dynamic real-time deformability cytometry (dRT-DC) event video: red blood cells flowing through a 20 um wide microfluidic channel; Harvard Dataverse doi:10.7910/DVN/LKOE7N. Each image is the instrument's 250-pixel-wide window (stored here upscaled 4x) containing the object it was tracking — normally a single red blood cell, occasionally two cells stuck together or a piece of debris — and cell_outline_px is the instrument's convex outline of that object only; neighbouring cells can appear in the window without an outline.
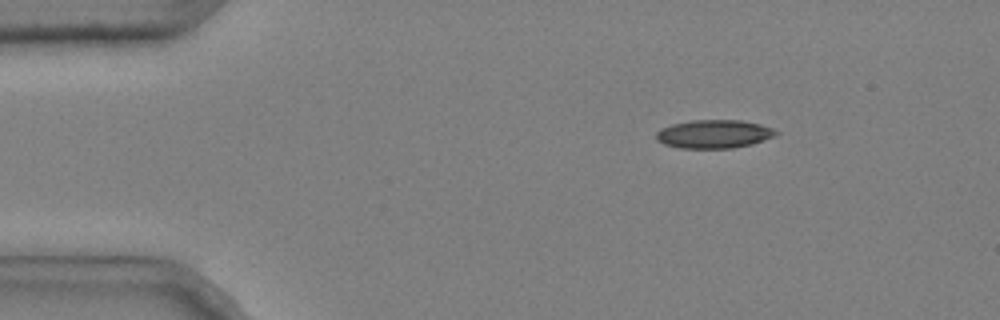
{"species": "common noctule bat (a hibernating species)", "species_latin": "Nyctalus noctula", "temperature_condition": "cold", "stored_images_in_passage": 42, "camera_frame_rate_fps": 3000, "um_per_image_px": 0.085, "animal": {"sex": "male", "body_mass_g": 20.4}, "frame": {"image": 1, "passage_image": 1, "time_ms": 0.0, "image_size_px": [1000, 320], "cell_outline_px": [[780, 132], [776, 136], [752, 144], [732, 148], [680, 148], [664, 144], [656, 140], [656, 132], [660, 128], [672, 124], [692, 120], [740, 120], [760, 124], [772, 128]], "centroid_in_image_um": [60.69, 11.39], "position_along_channel_um": 24.3, "area_um2": 19.94}}
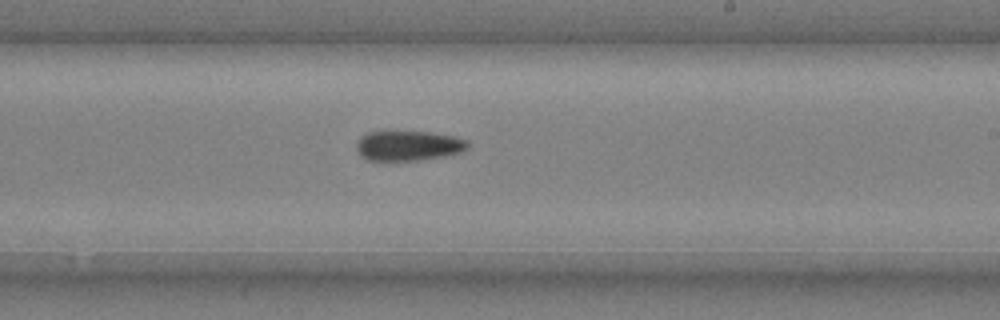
{"frame": {"image": 2, "passage_image": 25, "time_ms": 8.0, "image_size_px": [1000, 320], "cell_outline_px": [[468, 148], [460, 152], [444, 156], [420, 160], [392, 164], [368, 160], [360, 156], [356, 148], [356, 144], [360, 136], [368, 132], [428, 132], [452, 136], [468, 140]], "centroid_in_image_um": [34.64, 12.44], "position_along_channel_um": 254.4, "area_um2": 20.06}}
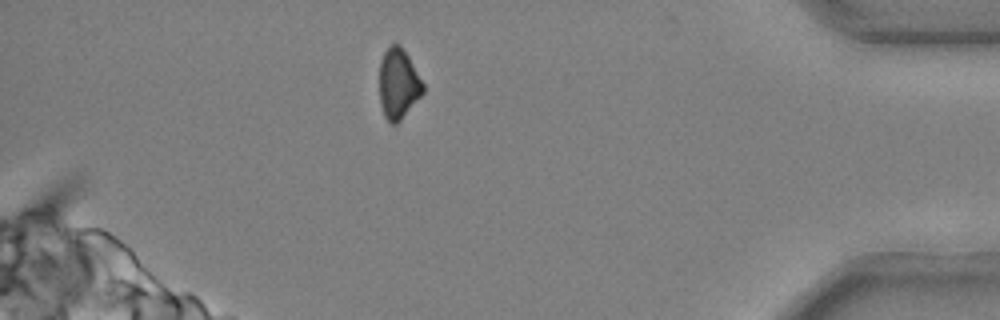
{"frame": {"image": 3, "passage_image": 40, "time_ms": 13.0, "image_size_px": [1000, 320], "cell_outline_px": [[424, 92], [400, 120], [396, 124], [392, 124], [384, 116], [380, 104], [380, 60], [384, 52], [392, 44], [400, 44], [408, 56], [424, 84]], "centroid_in_image_um": [33.85, 7.12], "position_along_channel_um": 401.3, "area_um2": 17.69}}